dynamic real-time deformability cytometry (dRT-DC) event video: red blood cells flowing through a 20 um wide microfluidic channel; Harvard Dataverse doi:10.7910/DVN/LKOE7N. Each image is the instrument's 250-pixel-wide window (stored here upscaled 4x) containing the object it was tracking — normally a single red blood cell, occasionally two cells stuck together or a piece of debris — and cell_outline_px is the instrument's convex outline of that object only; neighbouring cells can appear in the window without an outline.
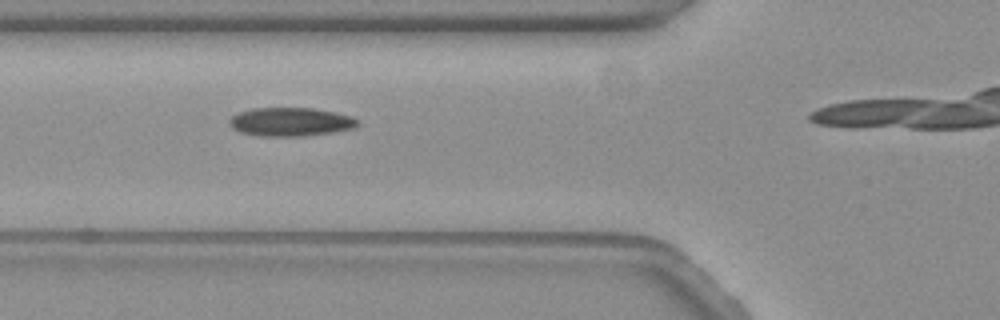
{"species": "common noctule bat (a hibernating species)", "species_latin": "Nyctalus noctula", "temperature_condition": "warm", "stored_images_in_passage": 21, "camera_frame_rate_fps": 3000, "um_per_image_px": 0.085, "animal": {"sex": "female", "body_mass_g": 19.3, "forearm_length_mm": 54.1}, "frame": {"image": 1, "passage_image": 10, "time_ms": 3.0, "image_size_px": [1000, 320], "cell_outline_px": [[360, 124], [352, 128], [332, 132], [304, 136], [260, 136], [240, 132], [232, 128], [228, 124], [228, 120], [232, 116], [240, 112], [252, 108], [312, 108], [352, 116], [360, 120]], "centroid_in_image_um": [24.68, 10.36], "position_along_channel_um": 101.1, "area_um2": 21.39}}